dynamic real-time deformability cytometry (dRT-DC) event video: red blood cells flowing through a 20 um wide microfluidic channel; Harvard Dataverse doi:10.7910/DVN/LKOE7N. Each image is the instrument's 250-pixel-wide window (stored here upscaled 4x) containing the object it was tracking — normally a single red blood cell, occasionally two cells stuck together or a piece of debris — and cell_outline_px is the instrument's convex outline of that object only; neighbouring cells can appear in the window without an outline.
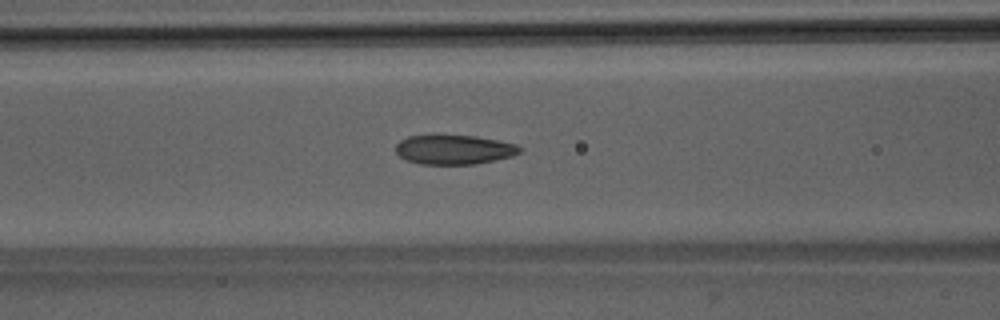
{"species": "Egyptian fruit bat (a non-hibernating species)", "species_latin": "Rousettus aegyptiacus", "temperature_condition": "room temperature", "stored_images_in_passage": 48, "camera_frame_rate_fps": 3000, "um_per_image_px": 0.085, "animal": {"sex": "male"}, "frame": {"image": 1, "passage_image": 22, "time_ms": 7.0, "image_size_px": [1000, 320], "cell_outline_px": [[520, 148], [516, 152], [508, 156], [468, 164], [428, 164], [408, 160], [400, 156], [396, 152], [396, 148], [404, 140], [412, 136], [468, 136], [492, 140], [512, 144]], "centroid_in_image_um": [38.51, 12.72], "position_along_channel_um": 128.1, "area_um2": 19.65}}
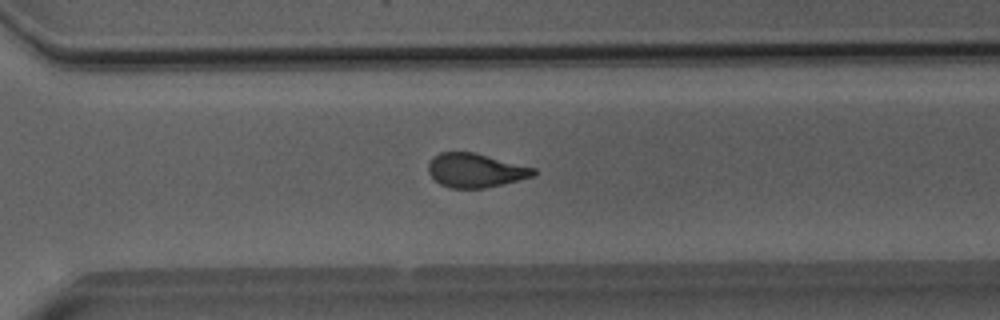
{"frame": {"image": 2, "passage_image": 37, "time_ms": 12.0, "image_size_px": [1000, 320], "cell_outline_px": [[536, 172], [528, 176], [480, 188], [456, 188], [444, 184], [436, 180], [432, 176], [428, 168], [432, 160], [436, 156], [444, 152], [468, 152], [532, 168]], "centroid_in_image_um": [40.32, 14.48], "position_along_channel_um": 330.3, "area_um2": 19.07}}
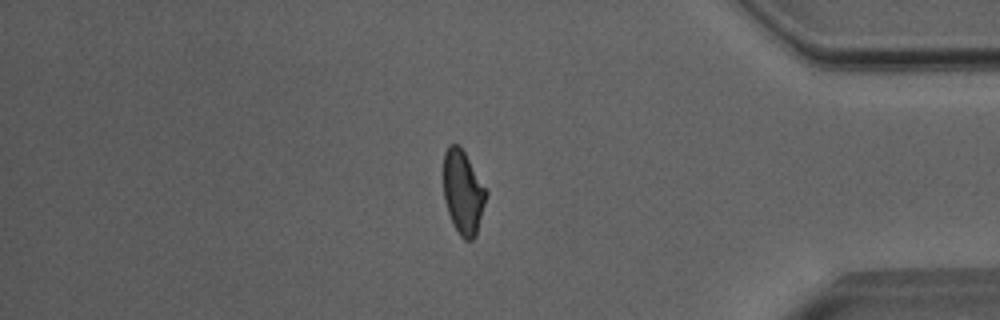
{"frame": {"image": 3, "passage_image": 44, "time_ms": 14.333, "image_size_px": [1000, 320], "cell_outline_px": [[484, 200], [476, 232], [468, 240], [456, 228], [452, 220], [444, 196], [444, 156], [448, 148], [452, 144], [456, 144], [464, 152], [484, 188]], "centroid_in_image_um": [39.31, 16.27], "position_along_channel_um": 395.9, "area_um2": 19.02}}